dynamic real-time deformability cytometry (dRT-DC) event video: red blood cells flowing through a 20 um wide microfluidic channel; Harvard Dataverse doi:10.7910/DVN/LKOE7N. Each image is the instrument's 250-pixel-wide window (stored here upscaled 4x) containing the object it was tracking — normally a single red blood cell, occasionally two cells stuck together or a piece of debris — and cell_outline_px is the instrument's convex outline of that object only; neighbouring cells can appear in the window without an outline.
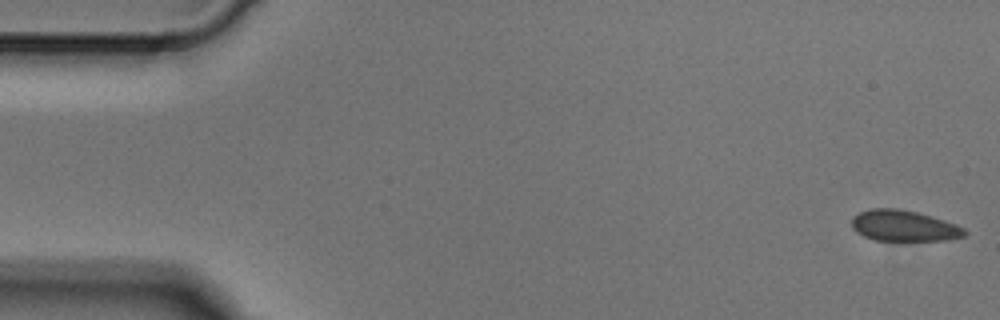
{"species": "Egyptian fruit bat (a non-hibernating species)", "species_latin": "Rousettus aegyptiacus", "temperature_condition": "cold", "stored_images_in_passage": 3, "camera_frame_rate_fps": 3000, "um_per_image_px": 0.085, "animal": {"sex": "male"}, "frame": {"image": 1, "passage_image": 1, "time_ms": 0.0, "image_size_px": [1000, 320], "cell_outline_px": [[968, 232], [964, 236], [944, 240], [876, 240], [864, 236], [856, 232], [852, 228], [852, 216], [860, 212], [872, 208], [900, 208], [916, 212], [944, 220], [956, 224], [964, 228]], "centroid_in_image_um": [76.81, 19.18], "position_along_channel_um": 8.2, "area_um2": 20.29}}